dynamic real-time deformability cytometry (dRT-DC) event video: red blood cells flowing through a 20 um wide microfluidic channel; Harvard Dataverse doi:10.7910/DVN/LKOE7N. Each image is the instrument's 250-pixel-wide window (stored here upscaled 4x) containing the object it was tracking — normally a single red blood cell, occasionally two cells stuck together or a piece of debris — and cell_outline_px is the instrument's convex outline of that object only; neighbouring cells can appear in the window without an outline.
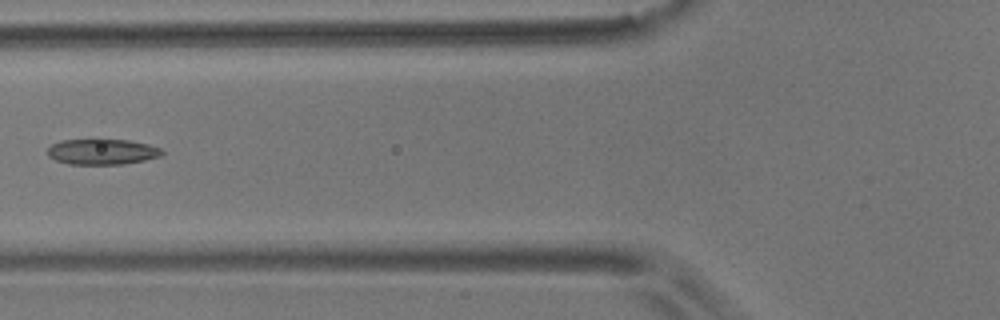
{"species": "common noctule bat (a hibernating species)", "species_latin": "Nyctalus noctula", "temperature_condition": "room temperature", "stored_images_in_passage": 4, "camera_frame_rate_fps": 3000, "um_per_image_px": 0.085, "animal": {"sex": "male", "body_mass_g": 17.9}, "frame": {"image": 1, "passage_image": 4, "time_ms": 1.0, "image_size_px": [1000, 320], "cell_outline_px": [[164, 152], [160, 156], [144, 160], [124, 164], [68, 164], [56, 160], [48, 156], [48, 148], [52, 144], [60, 140], [96, 136], [128, 140], [148, 144], [160, 148]], "centroid_in_image_um": [8.64, 12.84], "position_along_channel_um": 117.2, "area_um2": 17.92}}